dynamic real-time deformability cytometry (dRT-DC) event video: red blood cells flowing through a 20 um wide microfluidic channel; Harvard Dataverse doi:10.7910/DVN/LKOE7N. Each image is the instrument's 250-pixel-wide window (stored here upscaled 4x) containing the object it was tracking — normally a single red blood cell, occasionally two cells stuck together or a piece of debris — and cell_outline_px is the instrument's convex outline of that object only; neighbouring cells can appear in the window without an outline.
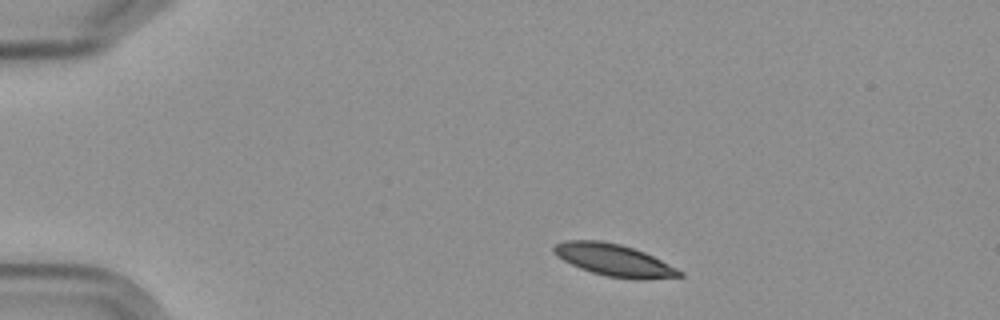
{"species": "Egyptian fruit bat (a non-hibernating species)", "species_latin": "Rousettus aegyptiacus", "temperature_condition": "cold", "stored_images_in_passage": 4, "camera_frame_rate_fps": 3000, "um_per_image_px": 0.085, "frame": {"image": 1, "passage_image": 1, "time_ms": 0.0, "image_size_px": [1000, 320], "cell_outline_px": [[684, 276], [644, 280], [636, 280], [604, 276], [580, 268], [556, 256], [552, 248], [556, 244], [564, 240], [600, 240], [620, 244], [644, 252], [684, 272]], "centroid_in_image_um": [52.19, 22.12], "position_along_channel_um": 32.8, "area_um2": 23.47}}
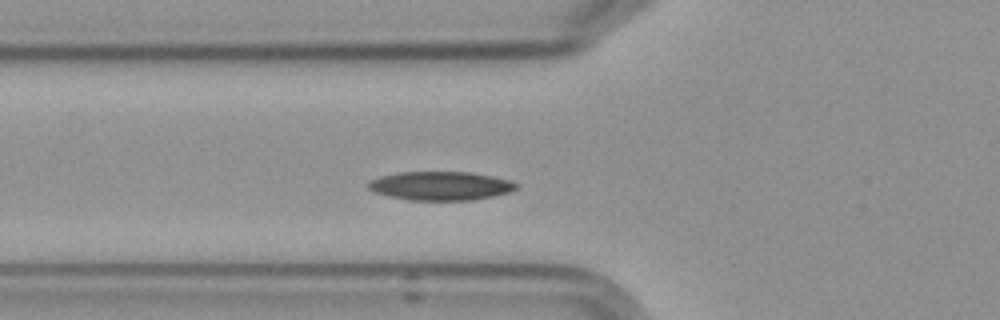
{"frame": {"image": 2, "passage_image": 4, "time_ms": 3.333, "image_size_px": [1000, 320], "cell_outline_px": [[520, 184], [516, 188], [508, 192], [492, 196], [472, 200], [408, 200], [388, 196], [376, 192], [368, 188], [368, 180], [380, 176], [400, 172], [472, 172], [492, 176], [508, 180]], "centroid_in_image_um": [37.43, 15.79], "position_along_channel_um": 88.4, "area_um2": 24.74}}